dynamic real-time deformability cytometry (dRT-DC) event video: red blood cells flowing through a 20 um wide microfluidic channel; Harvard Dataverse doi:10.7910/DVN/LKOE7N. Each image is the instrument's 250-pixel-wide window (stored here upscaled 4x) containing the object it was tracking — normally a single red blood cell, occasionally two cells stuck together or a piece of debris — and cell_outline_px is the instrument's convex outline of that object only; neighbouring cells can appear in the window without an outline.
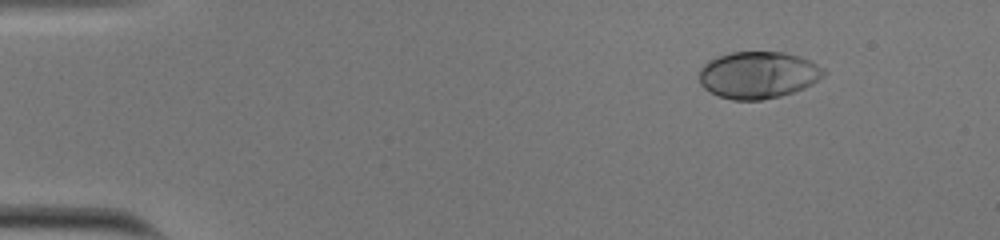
{"species": "human", "species_latin": "Homo sapiens", "temperature_condition": "cold", "stored_images_in_passage": 45, "camera_frame_rate_fps": 3000, "um_per_image_px": 0.085, "donor": {"sex": "male"}, "frame": {"image": 1, "passage_image": 1, "time_ms": 0.0, "image_size_px": [1000, 240], "cell_outline_px": [[828, 72], [824, 76], [812, 84], [804, 88], [780, 96], [760, 100], [732, 100], [720, 96], [704, 88], [700, 84], [700, 68], [708, 60], [732, 52], [784, 52], [800, 56], [824, 68]], "centroid_in_image_um": [64.46, 6.37], "position_along_channel_um": 20.5, "area_um2": 34.04}}
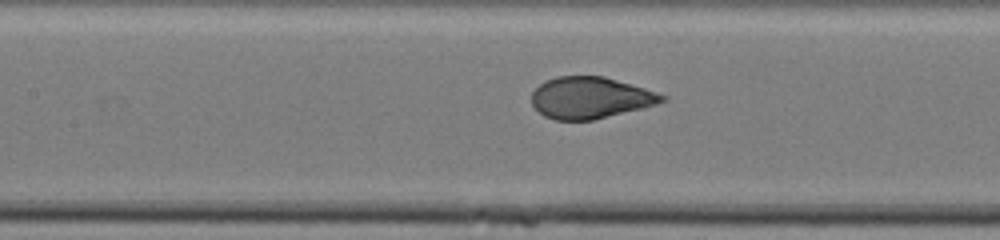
{"frame": {"image": 2, "passage_image": 20, "time_ms": 6.333, "image_size_px": [1000, 240], "cell_outline_px": [[668, 100], [656, 104], [592, 120], [556, 120], [544, 116], [532, 104], [532, 92], [544, 80], [556, 76], [604, 76], [644, 88], [668, 96]], "centroid_in_image_um": [50.16, 8.3], "position_along_channel_um": 157.2, "area_um2": 31.39}}
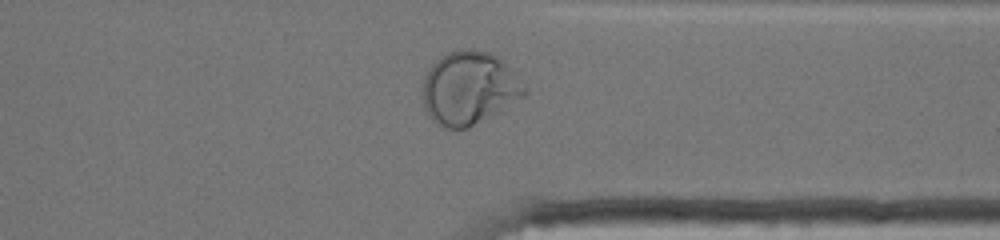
{"frame": {"image": 3, "passage_image": 37, "time_ms": 12.0, "image_size_px": [1000, 240], "cell_outline_px": [[528, 92], [524, 96], [468, 128], [440, 128], [432, 120], [424, 108], [424, 80], [432, 64], [440, 56], [448, 52], [460, 48], [468, 48], [488, 52], [496, 56], [512, 72]], "centroid_in_image_um": [39.83, 7.49], "position_along_channel_um": 371.6, "area_um2": 42.6}, "authors_computed_cell_mechanics": {"area_um2": 32.8304, "velocity_mm_per_s": 3.7918, "shape_relaxation_time_tau1_ms": 4.7599, "shape_relaxation_time_tau2_ms": null, "deformation_change_tau1": 0.2312, "deformation_change_tau2": null}}